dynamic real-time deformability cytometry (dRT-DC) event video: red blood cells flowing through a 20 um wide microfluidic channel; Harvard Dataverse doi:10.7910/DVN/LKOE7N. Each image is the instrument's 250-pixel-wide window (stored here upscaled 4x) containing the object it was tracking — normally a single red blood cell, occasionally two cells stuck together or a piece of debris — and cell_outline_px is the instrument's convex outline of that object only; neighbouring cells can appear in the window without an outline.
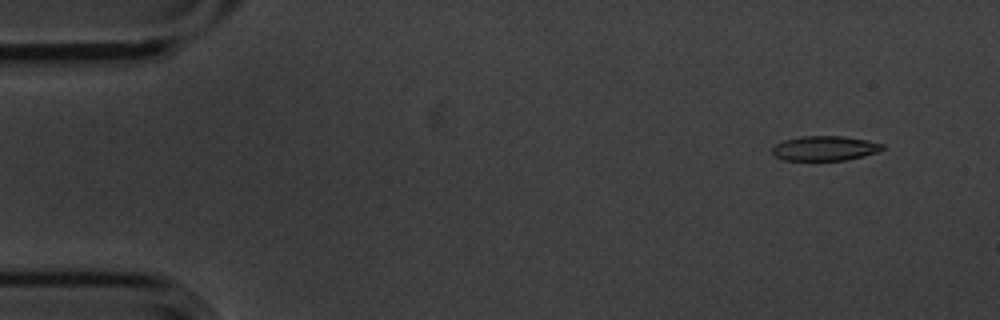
{"species": "common noctule bat (a hibernating species)", "species_latin": "Nyctalus noctula", "temperature_condition": "cold", "stored_images_in_passage": 5, "camera_frame_rate_fps": 3000, "um_per_image_px": 0.085, "animal": {"sex": "male", "body_mass_g": 20.1, "forearm_length_mm": 53.5}, "frame": {"image": 1, "passage_image": 2, "time_ms": 0.333, "image_size_px": [1000, 320], "cell_outline_px": [[884, 148], [876, 152], [864, 156], [844, 160], [784, 160], [772, 156], [772, 148], [776, 144], [784, 140], [800, 136], [844, 136], [868, 140], [884, 144]], "centroid_in_image_um": [70.08, 12.6], "position_along_channel_um": 14.9, "area_um2": 15.95}}
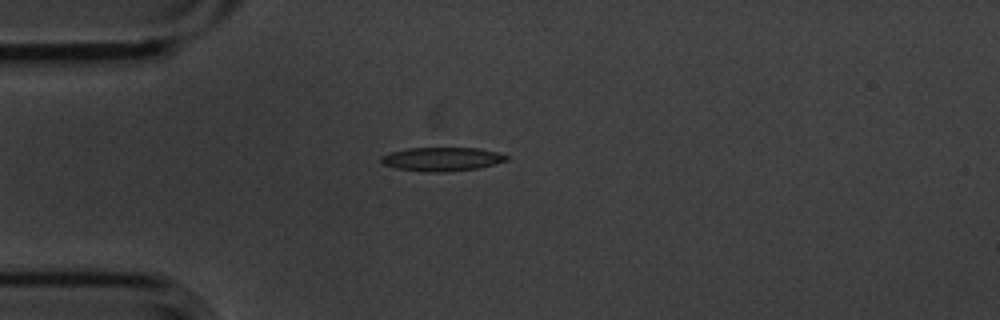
{"frame": {"image": 2, "passage_image": 5, "time_ms": 1.333, "image_size_px": [1000, 320], "cell_outline_px": [[508, 160], [476, 168], [444, 172], [428, 172], [396, 168], [384, 164], [380, 160], [380, 156], [388, 152], [408, 148], [476, 148], [496, 152], [508, 156]], "centroid_in_image_um": [37.5, 13.52], "position_along_channel_um": 47.5, "area_um2": 17.17}}